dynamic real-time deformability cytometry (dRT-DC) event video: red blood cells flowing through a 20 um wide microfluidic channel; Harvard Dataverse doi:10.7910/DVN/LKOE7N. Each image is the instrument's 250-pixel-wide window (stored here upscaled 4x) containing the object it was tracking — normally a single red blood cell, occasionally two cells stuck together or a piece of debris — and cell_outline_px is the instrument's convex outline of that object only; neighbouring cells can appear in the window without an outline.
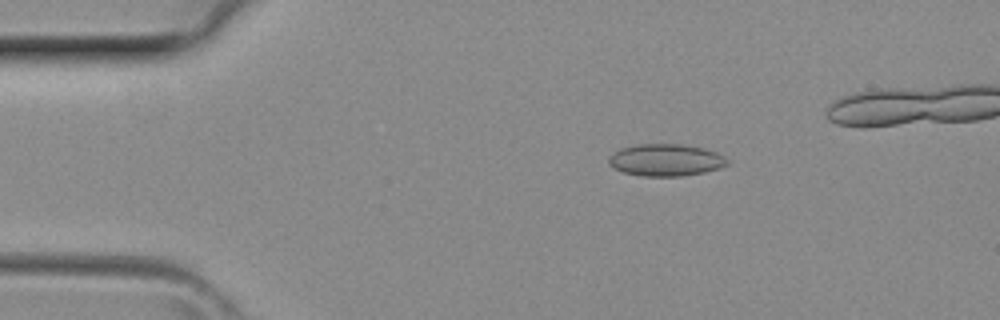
{"species": "common noctule bat (a hibernating species)", "species_latin": "Nyctalus noctula", "temperature_condition": "room temperature", "stored_images_in_passage": 3, "camera_frame_rate_fps": 3000, "um_per_image_px": 0.085, "animal": {"sex": "female", "body_mass_g": 29.2, "forearm_length_mm": 56.3}, "frame": {"image": 1, "passage_image": 2, "time_ms": 0.333, "image_size_px": [1000, 320], "cell_outline_px": [[728, 164], [720, 168], [704, 172], [684, 176], [644, 176], [624, 172], [612, 168], [608, 164], [608, 156], [612, 152], [620, 148], [636, 144], [680, 144], [704, 148], [716, 152], [724, 156], [728, 160]], "centroid_in_image_um": [56.56, 13.6], "position_along_channel_um": 28.4, "area_um2": 22.37}}